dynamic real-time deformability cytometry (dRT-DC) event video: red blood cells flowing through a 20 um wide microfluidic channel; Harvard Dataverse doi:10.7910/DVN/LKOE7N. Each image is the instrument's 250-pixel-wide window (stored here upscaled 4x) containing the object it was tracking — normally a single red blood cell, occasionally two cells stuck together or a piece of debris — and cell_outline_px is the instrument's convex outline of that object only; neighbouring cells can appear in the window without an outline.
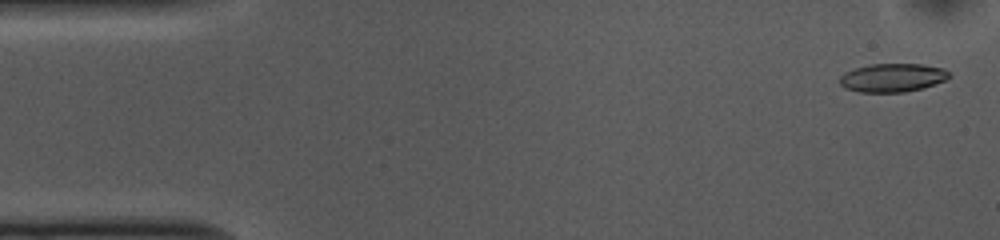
{"species": "common noctule bat (a hibernating species)", "species_latin": "Nyctalus noctula", "temperature_condition": "cold", "stored_images_in_passage": 53, "camera_frame_rate_fps": 3000, "um_per_image_px": 0.085, "animal": {"sex": "female", "body_mass_g": 10.0, "forearm_length_mm": 53.1}, "frame": {"image": 1, "passage_image": 2, "time_ms": 0.333, "image_size_px": [1000, 240], "cell_outline_px": [[948, 76], [944, 80], [924, 88], [904, 92], [860, 92], [844, 88], [840, 84], [840, 76], [844, 72], [868, 64], [920, 64], [944, 68], [948, 72]], "centroid_in_image_um": [75.82, 6.6], "position_along_channel_um": 9.2, "area_um2": 18.09}}
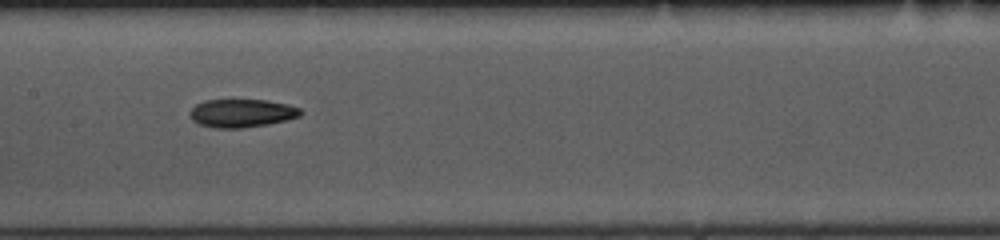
{"frame": {"image": 2, "passage_image": 25, "time_ms": 8.0, "image_size_px": [1000, 240], "cell_outline_px": [[304, 112], [300, 116], [288, 120], [268, 124], [240, 128], [212, 128], [200, 124], [192, 120], [188, 116], [188, 112], [196, 104], [204, 100], [268, 100], [288, 104], [300, 108]], "centroid_in_image_um": [20.55, 9.62], "position_along_channel_um": 186.9, "area_um2": 18.44}}
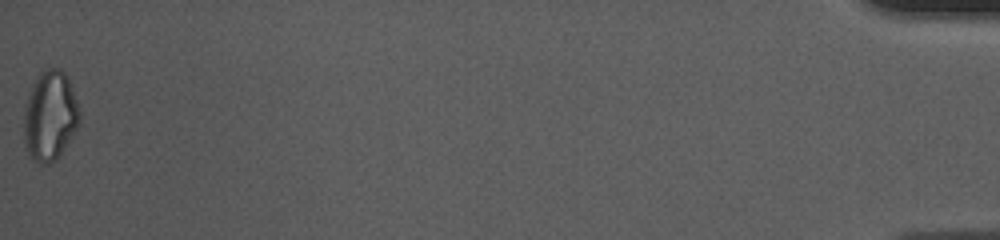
{"frame": {"image": 3, "passage_image": 53, "time_ms": 17.333, "image_size_px": [1000, 240], "cell_outline_px": [[80, 124], [60, 156], [56, 160], [48, 164], [40, 164], [32, 160], [28, 156], [24, 144], [24, 104], [32, 84], [36, 76], [40, 72], [48, 68], [60, 68], [64, 72], [72, 88], [80, 112]], "centroid_in_image_um": [4.23, 9.88], "position_along_channel_um": 431.0, "area_um2": 29.65}, "authors_computed_cell_mechanics": {"area_um2": 18.8428, "velocity_mm_per_s": 3.7177, "shape_relaxation_time_tau1_ms": 4.294, "shape_relaxation_time_tau2_ms": 6.9313, "deformation_change_tau1": 0.1248, "deformation_change_tau2": 0.1465}}